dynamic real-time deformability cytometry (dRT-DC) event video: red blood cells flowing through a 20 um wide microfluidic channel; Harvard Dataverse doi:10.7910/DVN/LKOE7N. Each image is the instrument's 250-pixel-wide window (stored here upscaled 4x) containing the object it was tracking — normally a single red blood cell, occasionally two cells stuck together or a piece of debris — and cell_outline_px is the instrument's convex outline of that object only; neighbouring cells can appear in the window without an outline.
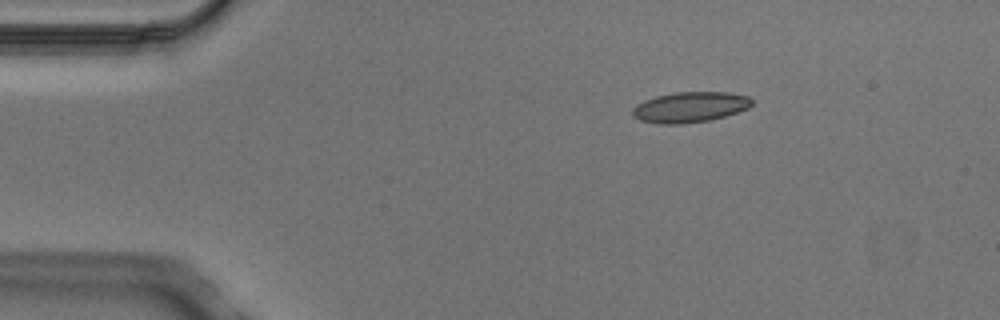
{"species": "Egyptian fruit bat (a non-hibernating species)", "species_latin": "Rousettus aegyptiacus", "temperature_condition": "cold", "stored_images_in_passage": 4, "camera_frame_rate_fps": 3000, "um_per_image_px": 0.085, "animal": {"sex": "male"}, "frame": {"image": 1, "passage_image": 3, "time_ms": 0.667, "image_size_px": [1000, 320], "cell_outline_px": [[752, 104], [748, 108], [712, 120], [684, 124], [656, 124], [640, 120], [632, 116], [632, 108], [636, 104], [644, 100], [656, 96], [676, 92], [728, 92], [748, 96], [752, 100]], "centroid_in_image_um": [58.61, 9.11], "position_along_channel_um": 26.4, "area_um2": 21.39}}
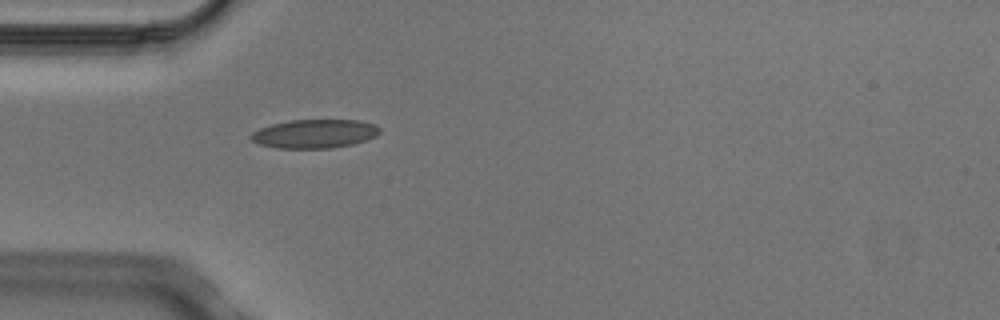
{"frame": {"image": 2, "passage_image": 4, "time_ms": 1.0, "image_size_px": [1000, 320], "cell_outline_px": [[380, 132], [376, 136], [368, 140], [352, 144], [332, 148], [276, 148], [260, 144], [252, 140], [248, 136], [252, 132], [260, 128], [272, 124], [292, 120], [360, 120], [376, 124], [380, 128]], "centroid_in_image_um": [26.77, 11.37], "position_along_channel_um": 58.2, "area_um2": 21.68}}